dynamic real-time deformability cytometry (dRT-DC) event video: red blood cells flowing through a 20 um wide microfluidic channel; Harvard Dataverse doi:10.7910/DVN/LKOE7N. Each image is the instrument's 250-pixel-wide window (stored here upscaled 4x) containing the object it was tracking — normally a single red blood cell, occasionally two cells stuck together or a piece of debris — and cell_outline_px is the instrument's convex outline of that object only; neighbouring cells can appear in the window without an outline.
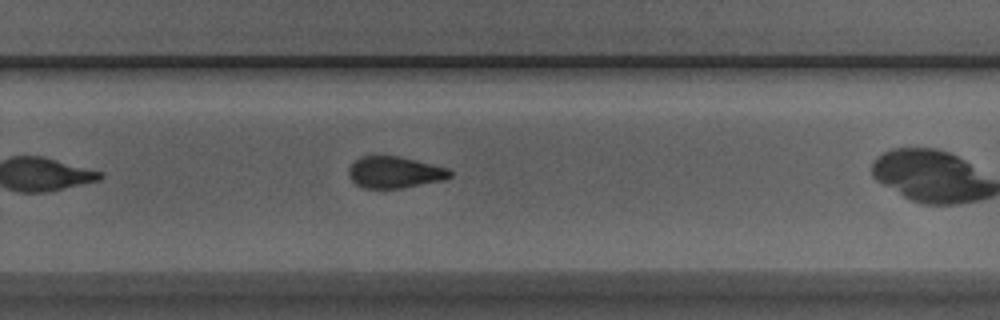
{"species": "Egyptian fruit bat (a non-hibernating species)", "species_latin": "Rousettus aegyptiacus", "temperature_condition": "room temperature", "stored_images_in_passage": 24, "camera_frame_rate_fps": 3000, "um_per_image_px": 0.085, "animal": {"sex": "male"}, "frame": {"image": 1, "passage_image": 17, "time_ms": 5.333, "image_size_px": [1000, 320], "cell_outline_px": [[452, 176], [444, 180], [404, 188], [364, 188], [356, 184], [348, 176], [348, 168], [360, 156], [396, 156], [448, 168], [452, 172]], "centroid_in_image_um": [33.54, 14.66], "position_along_channel_um": 296.3, "area_um2": 18.55}}